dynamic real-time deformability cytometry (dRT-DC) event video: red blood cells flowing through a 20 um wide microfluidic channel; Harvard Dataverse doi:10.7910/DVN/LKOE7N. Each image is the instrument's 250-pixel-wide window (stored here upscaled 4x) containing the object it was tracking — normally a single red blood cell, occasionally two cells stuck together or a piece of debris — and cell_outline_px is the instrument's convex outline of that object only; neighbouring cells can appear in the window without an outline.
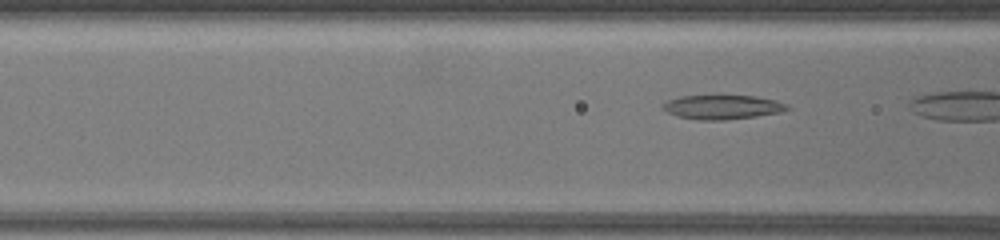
{"species": "common noctule bat (a hibernating species)", "species_latin": "Nyctalus noctula", "temperature_condition": "warm", "stored_images_in_passage": 4, "camera_frame_rate_fps": 3000, "um_per_image_px": 0.085, "animal": {"sex": "female", "body_mass_g": 19.5, "forearm_length_mm": 54.1}, "frame": {"image": 1, "passage_image": 3, "time_ms": 0.667, "image_size_px": [1000, 240], "cell_outline_px": [[792, 108], [784, 112], [756, 116], [724, 120], [696, 120], [676, 116], [660, 108], [660, 104], [668, 100], [680, 96], [720, 92], [756, 96], [776, 100], [788, 104]], "centroid_in_image_um": [61.39, 9.05], "position_along_channel_um": 105.2, "area_um2": 18.9}}